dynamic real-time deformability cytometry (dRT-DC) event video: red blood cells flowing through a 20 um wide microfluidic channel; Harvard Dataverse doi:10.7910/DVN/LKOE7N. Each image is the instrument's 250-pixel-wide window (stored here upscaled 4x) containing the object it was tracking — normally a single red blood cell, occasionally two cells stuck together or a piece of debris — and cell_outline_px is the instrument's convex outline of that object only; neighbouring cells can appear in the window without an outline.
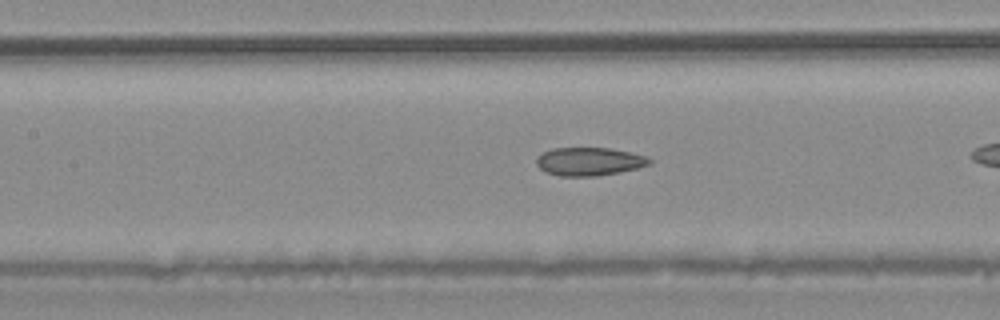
{"species": "common noctule bat (a hibernating species)", "species_latin": "Nyctalus noctula", "temperature_condition": "warm", "stored_images_in_passage": 26, "camera_frame_rate_fps": 3000, "um_per_image_px": 0.085, "animal": {"sex": "male", "body_mass_g": 20.4}, "frame": {"image": 1, "passage_image": 12, "time_ms": 3.667, "image_size_px": [1000, 320], "cell_outline_px": [[652, 160], [648, 164], [636, 168], [620, 172], [596, 176], [560, 176], [544, 172], [536, 164], [536, 156], [552, 148], [608, 148], [628, 152], [644, 156]], "centroid_in_image_um": [50.01, 13.73], "position_along_channel_um": 157.4, "area_um2": 18.44}}
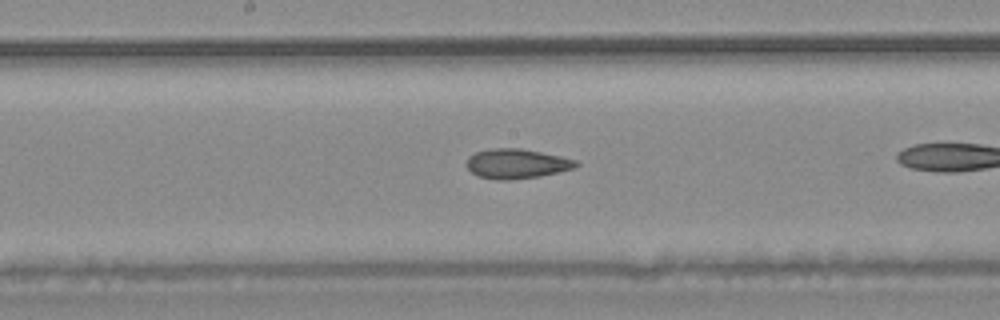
{"frame": {"image": 2, "passage_image": 15, "time_ms": 4.667, "image_size_px": [1000, 320], "cell_outline_px": [[580, 164], [576, 168], [560, 172], [540, 176], [512, 180], [496, 180], [476, 176], [464, 164], [468, 156], [476, 152], [496, 148], [520, 148], [560, 156], [576, 160]], "centroid_in_image_um": [43.91, 13.93], "position_along_channel_um": 204.3, "area_um2": 19.13}}